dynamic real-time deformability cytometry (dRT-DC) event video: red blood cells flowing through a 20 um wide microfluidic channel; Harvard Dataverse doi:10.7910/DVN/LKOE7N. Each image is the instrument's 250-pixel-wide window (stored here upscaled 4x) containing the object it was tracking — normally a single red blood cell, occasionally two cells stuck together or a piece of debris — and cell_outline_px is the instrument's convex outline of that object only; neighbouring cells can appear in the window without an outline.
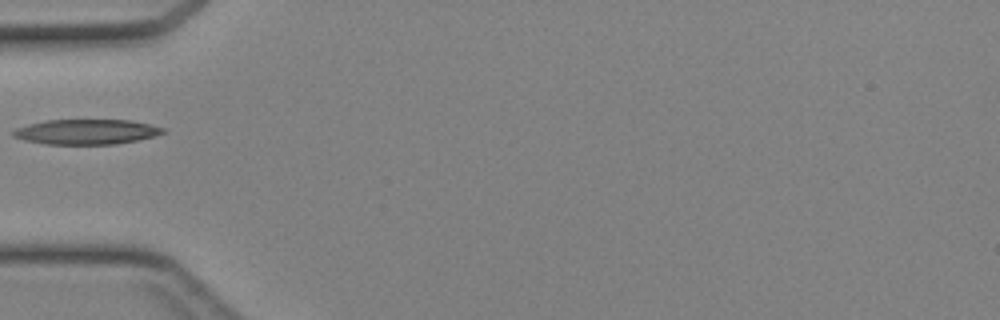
{"species": "Egyptian fruit bat (a non-hibernating species)", "species_latin": "Rousettus aegyptiacus", "temperature_condition": "cold", "stored_images_in_passage": 3, "camera_frame_rate_fps": 3000, "um_per_image_px": 0.085, "animal": {"sex": "female"}, "frame": {"image": 1, "passage_image": 1, "time_ms": 0.0, "image_size_px": [1000, 320], "cell_outline_px": [[168, 132], [156, 136], [116, 144], [44, 144], [24, 140], [12, 136], [12, 132], [16, 128], [28, 124], [44, 120], [132, 120], [164, 128]], "centroid_in_image_um": [7.35, 11.2], "position_along_channel_um": 77.7, "area_um2": 21.96}}
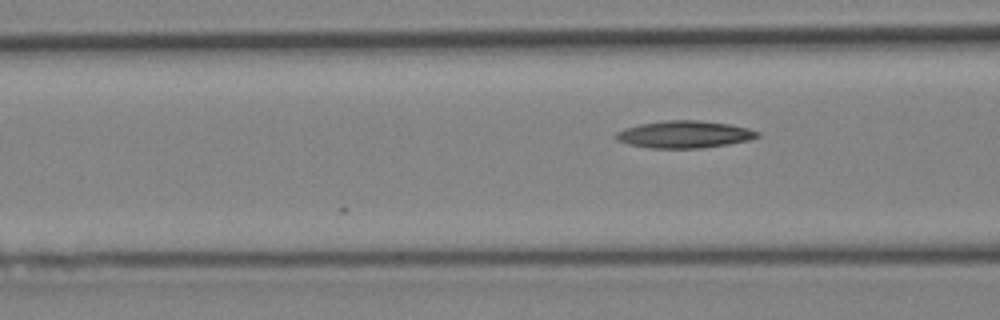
{"frame": {"image": 2, "passage_image": 3, "time_ms": 0.667, "image_size_px": [1000, 320], "cell_outline_px": [[760, 136], [748, 140], [728, 144], [700, 148], [648, 148], [628, 144], [616, 140], [616, 132], [624, 128], [640, 124], [664, 120], [700, 120], [728, 124], [748, 128], [760, 132]], "centroid_in_image_um": [58.16, 11.42], "position_along_channel_um": 108.4, "area_um2": 22.43}}